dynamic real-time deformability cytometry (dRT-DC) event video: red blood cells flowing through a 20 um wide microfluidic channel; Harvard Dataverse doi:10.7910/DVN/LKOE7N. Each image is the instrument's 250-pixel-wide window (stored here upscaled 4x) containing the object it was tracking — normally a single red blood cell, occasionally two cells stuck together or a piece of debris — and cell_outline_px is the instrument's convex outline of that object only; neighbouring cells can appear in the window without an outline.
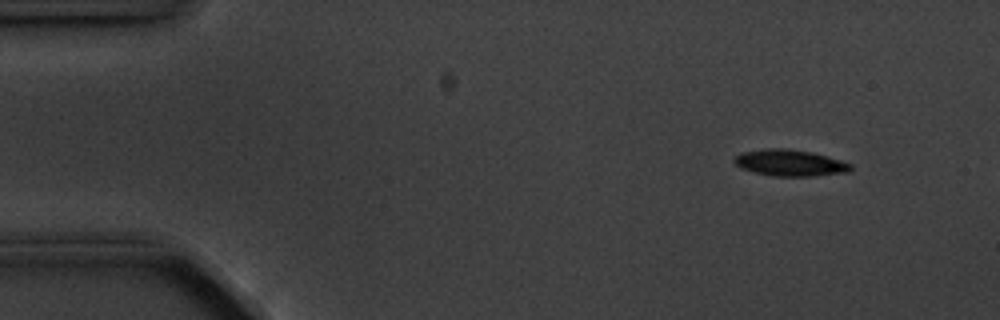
{"species": "common noctule bat (a hibernating species)", "species_latin": "Nyctalus noctula", "temperature_condition": "cold", "stored_images_in_passage": 3, "camera_frame_rate_fps": 3000, "um_per_image_px": 0.085, "animal": {"sex": "male", "body_mass_g": 20.1, "forearm_length_mm": 53.5}, "frame": {"image": 1, "passage_image": 1, "time_ms": 0.0, "image_size_px": [1000, 320], "cell_outline_px": [[852, 168], [848, 172], [812, 176], [772, 176], [752, 172], [740, 168], [732, 160], [736, 156], [744, 152], [768, 148], [788, 148], [812, 152], [840, 160], [852, 164]], "centroid_in_image_um": [67.13, 13.85], "position_along_channel_um": 17.9, "area_um2": 17.92}}